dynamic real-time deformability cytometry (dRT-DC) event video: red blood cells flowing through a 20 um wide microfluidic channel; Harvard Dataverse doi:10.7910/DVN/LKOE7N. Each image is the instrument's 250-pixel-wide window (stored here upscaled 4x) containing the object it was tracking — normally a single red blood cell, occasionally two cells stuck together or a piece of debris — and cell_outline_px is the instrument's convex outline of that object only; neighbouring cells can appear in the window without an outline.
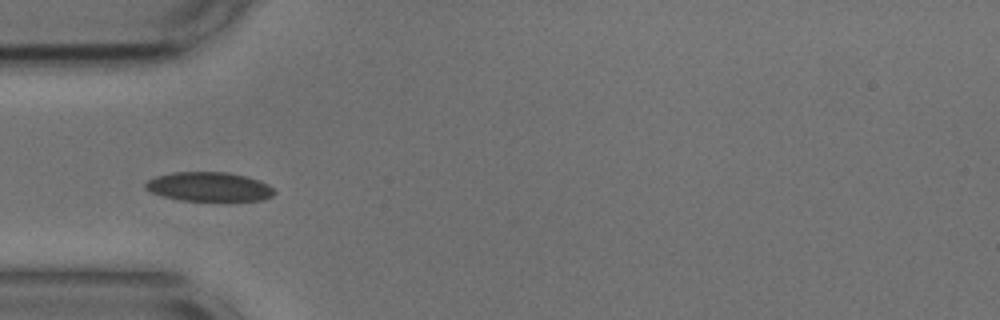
{"species": "common noctule bat (a hibernating species)", "species_latin": "Nyctalus noctula", "temperature_condition": "cold", "stored_images_in_passage": 10, "camera_frame_rate_fps": 3000, "um_per_image_px": 0.085, "animal": {"sex": "male", "body_mass_g": 17.9, "forearm_length_mm": 54.2}, "frame": {"image": 1, "passage_image": 4, "time_ms": 1.0, "image_size_px": [1000, 320], "cell_outline_px": [[276, 192], [272, 196], [264, 200], [180, 200], [164, 196], [152, 192], [144, 188], [144, 184], [148, 180], [156, 176], [172, 172], [228, 172], [260, 180], [268, 184]], "centroid_in_image_um": [17.77, 15.86], "position_along_channel_um": 67.2, "area_um2": 21.79}}
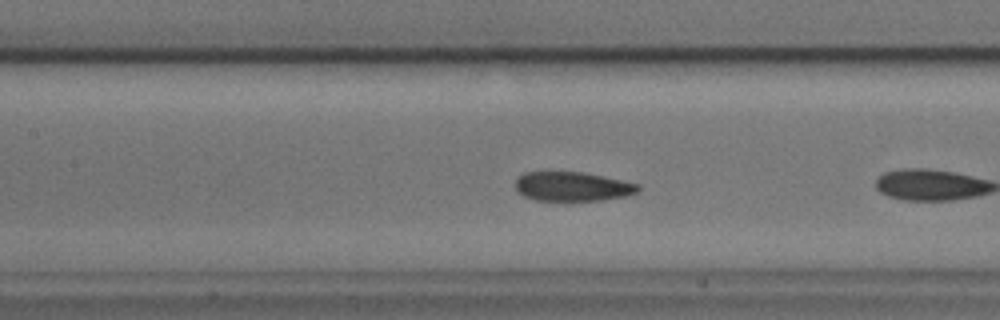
{"frame": {"image": 2, "passage_image": 9, "time_ms": 2.667, "image_size_px": [1000, 320], "cell_outline_px": [[640, 188], [636, 192], [624, 196], [600, 200], [532, 200], [516, 192], [516, 176], [524, 172], [584, 172], [640, 184]], "centroid_in_image_um": [48.6, 15.84], "position_along_channel_um": 158.8, "area_um2": 20.92}}